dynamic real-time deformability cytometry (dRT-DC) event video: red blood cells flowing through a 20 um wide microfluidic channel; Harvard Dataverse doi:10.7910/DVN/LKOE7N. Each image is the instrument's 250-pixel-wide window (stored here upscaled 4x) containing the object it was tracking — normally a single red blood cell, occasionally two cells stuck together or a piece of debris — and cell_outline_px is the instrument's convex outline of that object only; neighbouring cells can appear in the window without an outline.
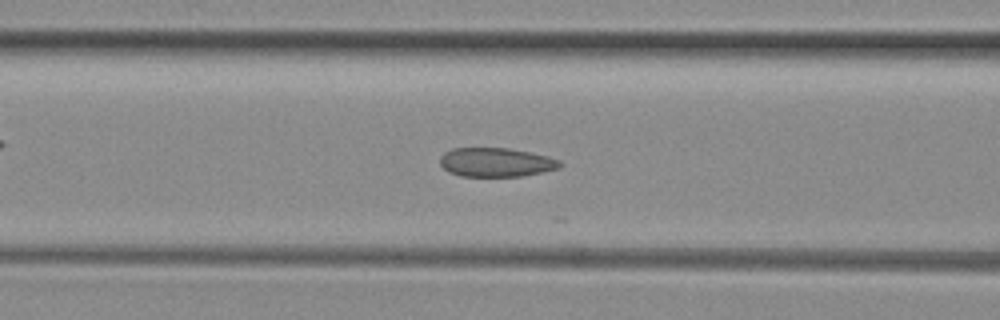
{"species": "common noctule bat (a hibernating species)", "species_latin": "Nyctalus noctula", "temperature_condition": "room temperature", "stored_images_in_passage": 19, "camera_frame_rate_fps": 3000, "um_per_image_px": 0.085, "animal": {"sex": "female", "body_mass_g": 29.2, "forearm_length_mm": 56.3}, "frame": {"image": 1, "passage_image": 14, "time_ms": 4.333, "image_size_px": [1000, 320], "cell_outline_px": [[564, 164], [560, 168], [520, 176], [460, 176], [448, 172], [440, 164], [440, 156], [444, 152], [452, 148], [508, 148], [548, 156], [560, 160]], "centroid_in_image_um": [42.15, 13.79], "position_along_channel_um": 124.4, "area_um2": 20.29}}